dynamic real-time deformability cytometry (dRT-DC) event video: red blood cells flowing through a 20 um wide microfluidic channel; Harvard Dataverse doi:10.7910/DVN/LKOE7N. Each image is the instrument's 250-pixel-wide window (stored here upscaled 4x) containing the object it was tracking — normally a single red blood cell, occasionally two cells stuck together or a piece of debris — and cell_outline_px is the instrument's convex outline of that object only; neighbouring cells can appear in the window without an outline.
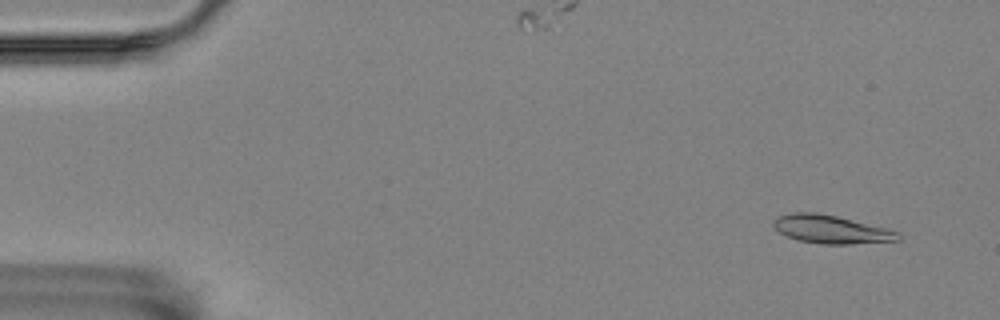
{"species": "Egyptian fruit bat (a non-hibernating species)", "species_latin": "Rousettus aegyptiacus", "temperature_condition": "room temperature", "stored_images_in_passage": 58, "segment_of_instrument_passage": [1, 2], "camera_frame_rate_fps": 3000, "um_per_image_px": 0.085, "animal": {"sex": "female"}, "frame": {"image": 1, "passage_image": 4, "time_ms": 1.0, "image_size_px": [1000, 320], "cell_outline_px": [[900, 240], [848, 244], [820, 244], [796, 240], [780, 232], [772, 224], [772, 220], [780, 216], [792, 212], [816, 212], [836, 216], [888, 228], [900, 232]], "centroid_in_image_um": [70.65, 19.49], "position_along_channel_um": 14.3, "area_um2": 20.52}}
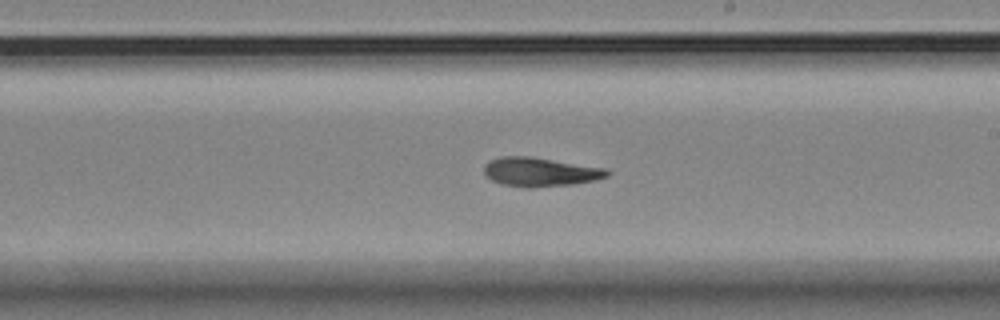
{"frame": {"image": 2, "passage_image": 33, "time_ms": 10.667, "image_size_px": [1000, 320], "cell_outline_px": [[612, 172], [608, 176], [596, 180], [572, 184], [532, 188], [524, 188], [500, 184], [484, 176], [484, 164], [500, 156], [532, 156], [604, 168]], "centroid_in_image_um": [45.89, 14.62], "position_along_channel_um": 243.1, "area_um2": 21.04}}
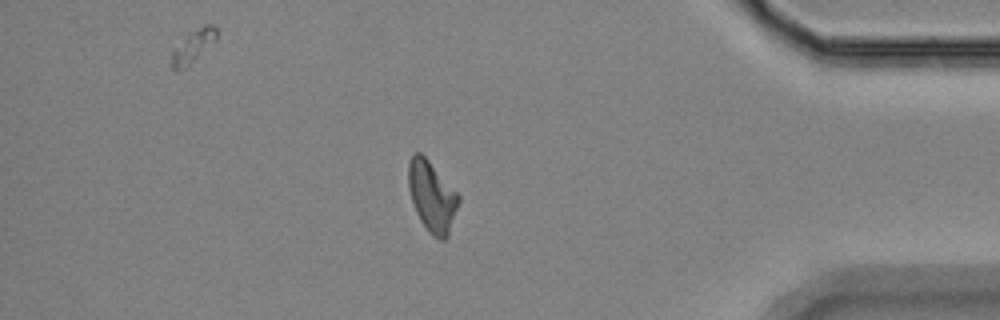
{"frame": {"image": 3, "passage_image": 49, "time_ms": 16.0, "image_size_px": [1000, 320], "cell_outline_px": [[460, 200], [448, 236], [444, 240], [440, 240], [432, 236], [428, 232], [420, 220], [416, 212], [408, 188], [408, 164], [412, 156], [416, 152], [420, 152], [428, 160], [460, 196]], "centroid_in_image_um": [36.71, 16.73], "position_along_channel_um": 398.5, "area_um2": 20.46}}